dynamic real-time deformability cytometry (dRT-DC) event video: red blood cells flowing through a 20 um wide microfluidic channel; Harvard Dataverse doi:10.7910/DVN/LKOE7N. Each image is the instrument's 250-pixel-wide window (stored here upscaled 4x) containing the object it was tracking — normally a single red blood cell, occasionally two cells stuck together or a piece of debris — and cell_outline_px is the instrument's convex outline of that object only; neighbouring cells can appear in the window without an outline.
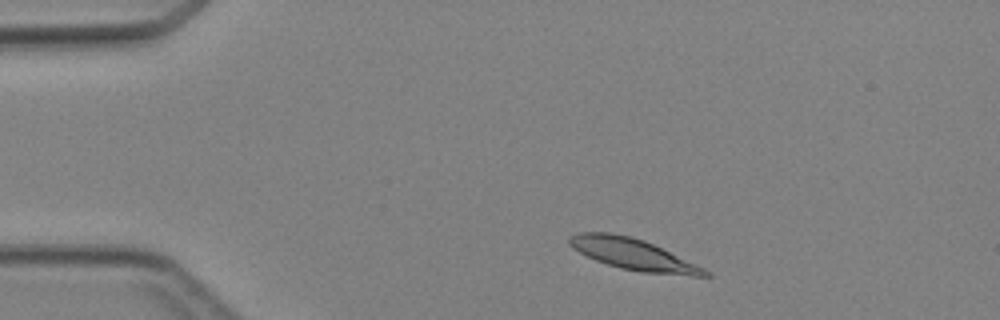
{"species": "Egyptian fruit bat (a non-hibernating species)", "species_latin": "Rousettus aegyptiacus", "temperature_condition": "cold", "stored_images_in_passage": 4, "camera_frame_rate_fps": 3000, "um_per_image_px": 0.085, "animal": {"sex": "female"}, "frame": {"image": 1, "passage_image": 2, "time_ms": 1.0, "image_size_px": [1000, 320], "cell_outline_px": [[712, 276], [692, 276], [644, 272], [620, 268], [596, 260], [572, 248], [568, 244], [568, 236], [580, 232], [608, 232], [628, 236], [644, 240], [704, 268], [712, 272]], "centroid_in_image_um": [53.8, 21.61], "position_along_channel_um": 31.2, "area_um2": 24.39}}